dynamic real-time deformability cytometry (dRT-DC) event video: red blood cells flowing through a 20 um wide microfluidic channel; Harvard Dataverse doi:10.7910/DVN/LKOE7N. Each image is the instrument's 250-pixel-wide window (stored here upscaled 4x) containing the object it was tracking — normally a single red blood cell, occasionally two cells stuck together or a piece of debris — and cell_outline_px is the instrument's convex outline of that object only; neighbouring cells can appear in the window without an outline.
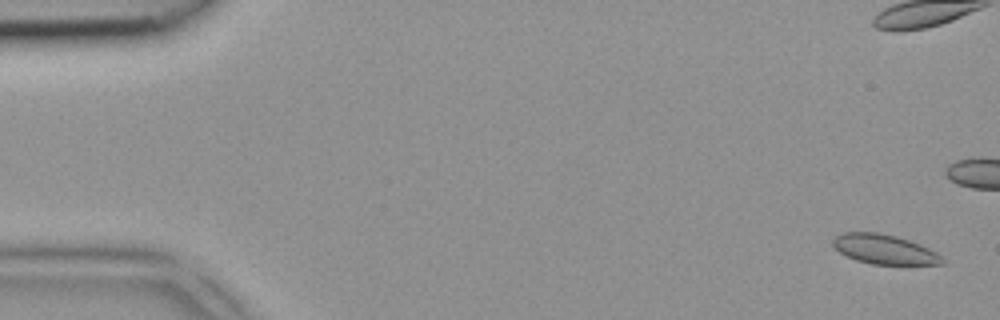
{"species": "common noctule bat (a hibernating species)", "species_latin": "Nyctalus noctula", "temperature_condition": "room temperature", "stored_images_in_passage": 8, "camera_frame_rate_fps": 3000, "um_per_image_px": 0.085, "animal": {"sex": "female", "body_mass_g": 18.4}, "frame": {"image": 1, "passage_image": 1, "time_ms": 0.0, "image_size_px": [1000, 320], "cell_outline_px": [[944, 264], [872, 264], [856, 260], [840, 252], [832, 244], [832, 240], [836, 236], [844, 232], [880, 232], [896, 236], [920, 244], [936, 252], [944, 260]], "centroid_in_image_um": [75.16, 21.18], "position_along_channel_um": 9.8, "area_um2": 18.67}}